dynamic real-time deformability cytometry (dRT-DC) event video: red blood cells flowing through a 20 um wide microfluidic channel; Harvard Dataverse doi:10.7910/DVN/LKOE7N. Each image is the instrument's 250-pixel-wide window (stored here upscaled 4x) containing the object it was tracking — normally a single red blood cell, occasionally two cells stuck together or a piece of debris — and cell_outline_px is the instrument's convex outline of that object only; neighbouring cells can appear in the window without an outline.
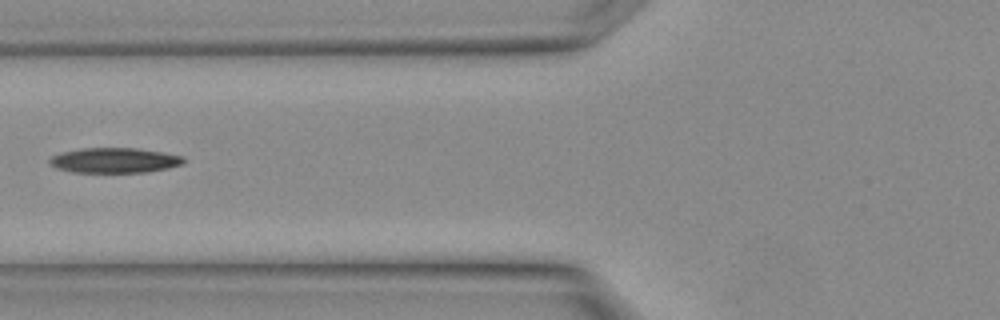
{"species": "Egyptian fruit bat (a non-hibernating species)", "species_latin": "Rousettus aegyptiacus", "temperature_condition": "warm", "stored_images_in_passage": 11, "segment_of_instrument_passage": [2, 2], "camera_frame_rate_fps": 3000, "um_per_image_px": 0.085, "animal": {"sex": "female"}, "frame": {"image": 1, "passage_image": 10, "time_ms": 3.0, "image_size_px": [1000, 320], "cell_outline_px": [[184, 164], [168, 168], [144, 172], [72, 172], [56, 168], [48, 160], [52, 156], [60, 152], [80, 148], [136, 148], [164, 152], [184, 156]], "centroid_in_image_um": [9.74, 13.62], "position_along_channel_um": 116.1, "area_um2": 19.65}}